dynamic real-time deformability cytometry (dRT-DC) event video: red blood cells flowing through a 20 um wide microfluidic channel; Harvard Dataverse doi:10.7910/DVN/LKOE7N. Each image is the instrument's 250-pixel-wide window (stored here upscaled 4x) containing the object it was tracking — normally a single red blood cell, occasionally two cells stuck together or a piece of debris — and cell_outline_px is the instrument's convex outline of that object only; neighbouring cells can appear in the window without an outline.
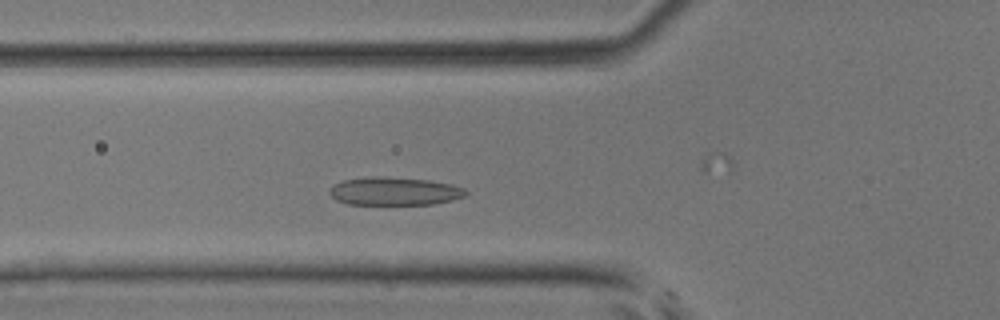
{"species": "common noctule bat (a hibernating species)", "species_latin": "Nyctalus noctula", "temperature_condition": "room temperature", "stored_images_in_passage": 38, "camera_frame_rate_fps": 3000, "um_per_image_px": 0.085, "animal": {"sex": "male", "body_mass_g": 17.9, "forearm_length_mm": 54.2}, "frame": {"image": 1, "passage_image": 10, "time_ms": 3.0, "image_size_px": [1000, 320], "cell_outline_px": [[468, 192], [464, 196], [452, 200], [432, 204], [348, 204], [336, 200], [328, 192], [328, 188], [332, 184], [344, 180], [368, 176], [380, 176], [428, 180], [452, 184], [464, 188]], "centroid_in_image_um": [33.48, 16.24], "position_along_channel_um": 92.3, "area_um2": 22.43}}
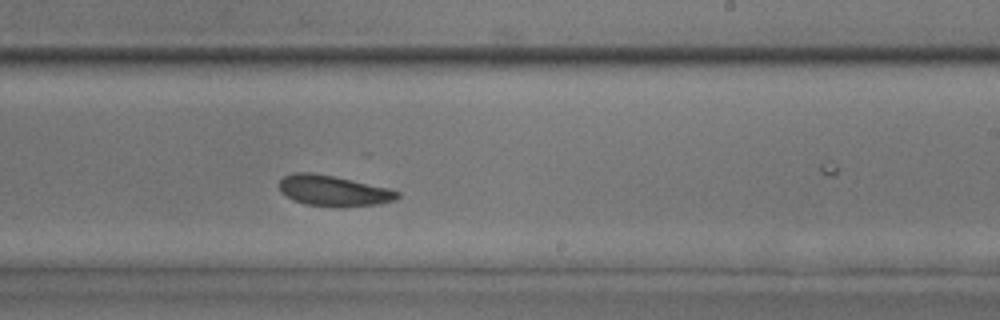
{"frame": {"image": 2, "passage_image": 21, "time_ms": 6.667, "image_size_px": [1000, 320], "cell_outline_px": [[400, 196], [396, 200], [380, 204], [344, 208], [336, 208], [304, 204], [292, 200], [280, 192], [280, 180], [284, 176], [292, 172], [312, 172], [332, 176], [388, 188], [400, 192]], "centroid_in_image_um": [28.34, 16.24], "position_along_channel_um": 260.7, "area_um2": 21.5}}
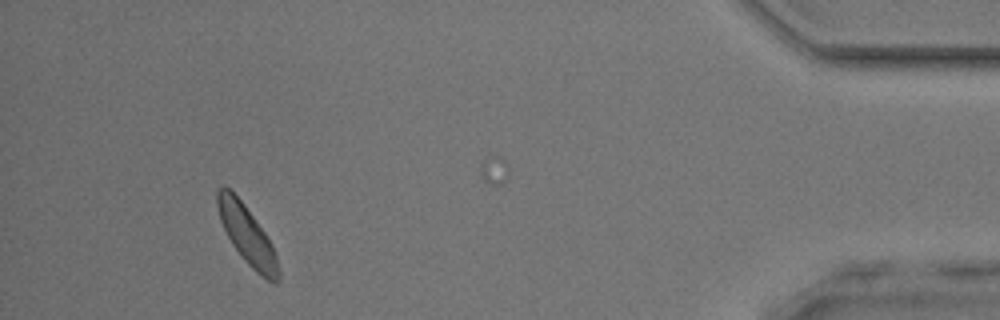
{"frame": {"image": 3, "passage_image": 35, "time_ms": 11.333, "image_size_px": [1000, 320], "cell_outline_px": [[280, 280], [276, 284], [272, 284], [256, 272], [244, 260], [232, 244], [220, 220], [216, 204], [216, 192], [224, 184], [244, 204], [264, 232], [272, 244], [276, 256], [280, 272]], "centroid_in_image_um": [21.01, 20.02], "position_along_channel_um": 414.2, "area_um2": 20.63}}